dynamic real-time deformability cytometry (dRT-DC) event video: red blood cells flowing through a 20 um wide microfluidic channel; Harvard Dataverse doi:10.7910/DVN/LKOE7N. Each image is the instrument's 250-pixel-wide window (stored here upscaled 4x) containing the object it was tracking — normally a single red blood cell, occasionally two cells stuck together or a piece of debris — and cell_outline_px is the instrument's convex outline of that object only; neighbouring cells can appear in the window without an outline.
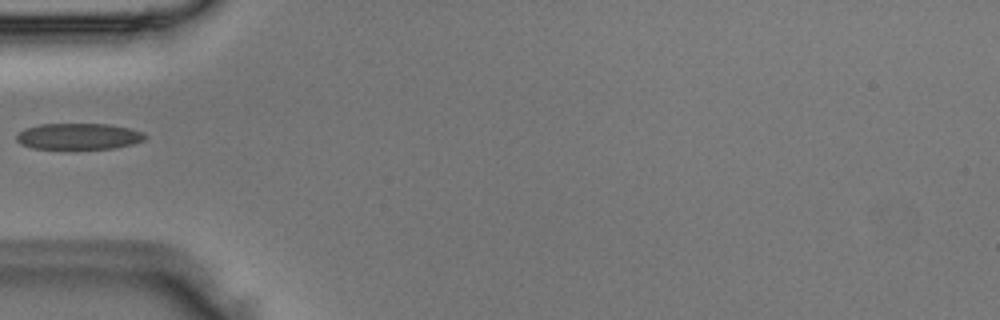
{"species": "Egyptian fruit bat (a non-hibernating species)", "species_latin": "Rousettus aegyptiacus", "temperature_condition": "room temperature", "stored_images_in_passage": 4, "camera_frame_rate_fps": 3000, "um_per_image_px": 0.085, "animal": {"sex": "male"}, "frame": {"image": 1, "passage_image": 4, "time_ms": 1.0, "image_size_px": [1000, 320], "cell_outline_px": [[148, 136], [144, 140], [132, 144], [116, 148], [76, 152], [32, 148], [20, 144], [16, 140], [16, 136], [20, 132], [28, 128], [40, 124], [108, 124], [128, 128], [140, 132]], "centroid_in_image_um": [6.67, 11.65], "position_along_channel_um": 78.3, "area_um2": 20.52}}